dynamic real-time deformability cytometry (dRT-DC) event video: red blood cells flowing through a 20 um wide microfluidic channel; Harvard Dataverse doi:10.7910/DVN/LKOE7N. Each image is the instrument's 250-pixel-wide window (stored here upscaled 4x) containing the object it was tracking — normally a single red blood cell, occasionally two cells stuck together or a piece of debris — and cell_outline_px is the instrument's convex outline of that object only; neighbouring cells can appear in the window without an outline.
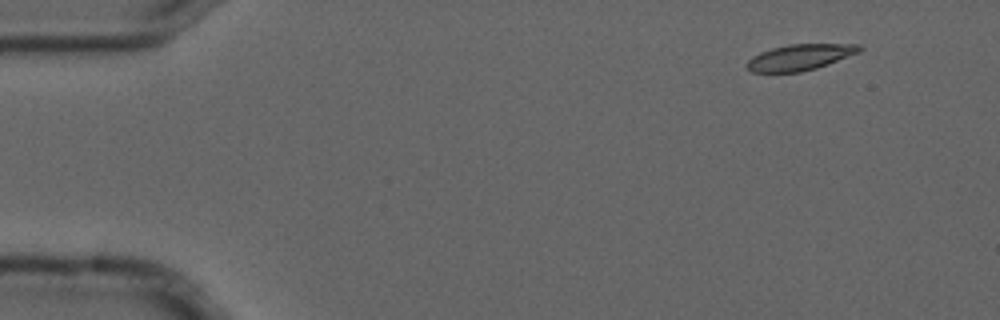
{"species": "common noctule bat (a hibernating species)", "species_latin": "Nyctalus noctula", "temperature_condition": "cold", "stored_images_in_passage": 5, "camera_frame_rate_fps": 3000, "um_per_image_px": 0.085, "animal": {"sex": "male", "forearm_length_mm": 52.5}, "frame": {"image": 1, "passage_image": 2, "time_ms": 0.333, "image_size_px": [1000, 320], "cell_outline_px": [[864, 48], [860, 52], [816, 68], [800, 72], [752, 72], [744, 64], [752, 56], [760, 52], [772, 48], [788, 44], [860, 44]], "centroid_in_image_um": [67.99, 4.86], "position_along_channel_um": 17.0, "area_um2": 17.05}}
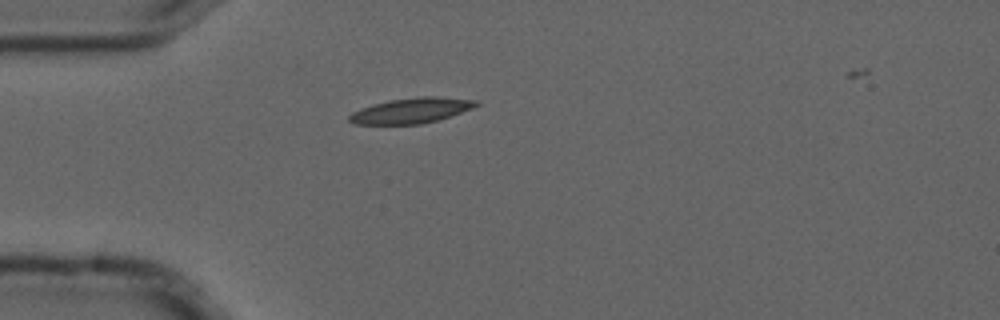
{"frame": {"image": 2, "passage_image": 5, "time_ms": 1.333, "image_size_px": [1000, 320], "cell_outline_px": [[480, 104], [472, 108], [436, 120], [420, 124], [352, 124], [348, 120], [348, 116], [352, 112], [372, 104], [388, 100], [420, 96], [436, 96], [480, 100]], "centroid_in_image_um": [34.94, 9.38], "position_along_channel_um": 50.1, "area_um2": 18.73}}